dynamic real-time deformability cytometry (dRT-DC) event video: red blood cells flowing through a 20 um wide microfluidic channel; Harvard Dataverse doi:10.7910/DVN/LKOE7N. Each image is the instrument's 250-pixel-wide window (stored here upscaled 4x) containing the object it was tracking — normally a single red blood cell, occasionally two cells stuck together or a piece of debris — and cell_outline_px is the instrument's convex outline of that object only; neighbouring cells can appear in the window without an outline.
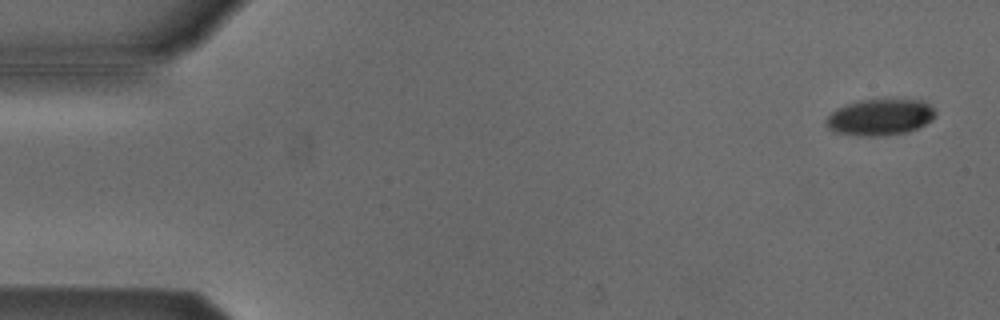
{"species": "Egyptian fruit bat (a non-hibernating species)", "species_latin": "Rousettus aegyptiacus", "temperature_condition": "cold", "stored_images_in_passage": 52, "camera_frame_rate_fps": 3000, "um_per_image_px": 0.085, "animal": {"sex": "male"}, "frame": {"image": 1, "passage_image": 1, "time_ms": 0.0, "image_size_px": [1000, 320], "cell_outline_px": [[936, 116], [932, 120], [908, 132], [876, 136], [864, 136], [832, 132], [828, 128], [824, 120], [836, 108], [860, 100], [920, 100], [928, 104], [936, 112]], "centroid_in_image_um": [74.77, 9.97], "position_along_channel_um": 10.2, "area_um2": 22.95}}
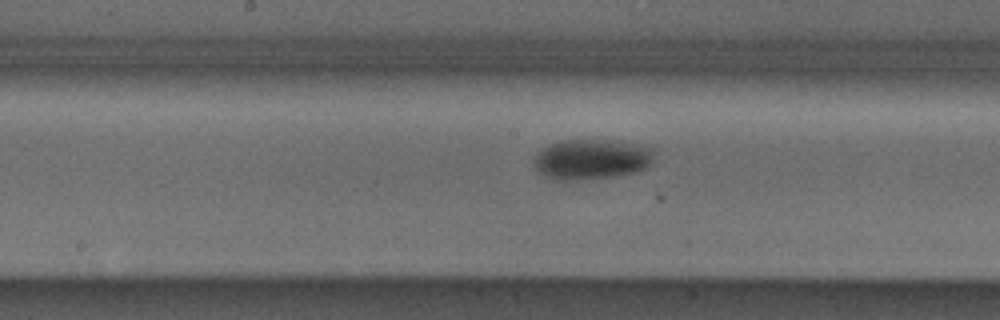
{"frame": {"image": 2, "passage_image": 26, "time_ms": 8.333, "image_size_px": [1000, 320], "cell_outline_px": [[652, 160], [644, 168], [636, 172], [612, 176], [564, 180], [556, 180], [544, 176], [536, 168], [532, 160], [548, 144], [564, 140], [616, 140], [652, 148]], "centroid_in_image_um": [50.24, 13.52], "position_along_channel_um": 198.0, "area_um2": 27.69}}
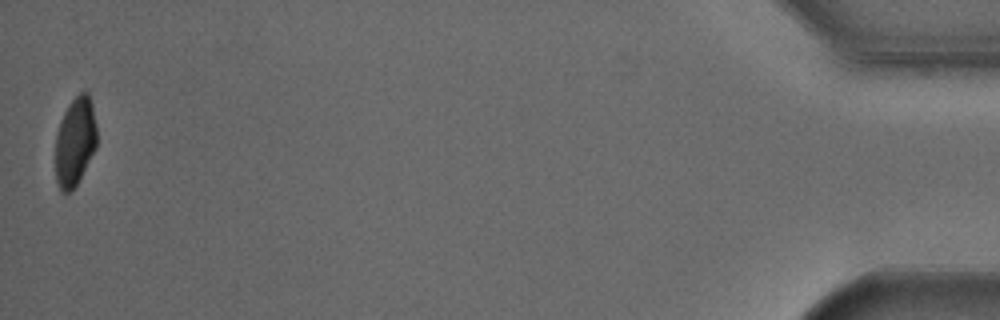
{"frame": {"image": 3, "passage_image": 52, "time_ms": 17.0, "image_size_px": [1000, 320], "cell_outline_px": [[96, 148], [76, 184], [68, 192], [60, 192], [56, 180], [56, 132], [60, 120], [68, 104], [80, 92], [88, 92], [92, 104], [96, 124]], "centroid_in_image_um": [6.37, 12.01], "position_along_channel_um": 428.8, "area_um2": 21.27}, "authors_computed_cell_mechanics": {"area_um2": 25.7499, "velocity_mm_per_s": 3.8115, "shape_relaxation_time_tau1_ms": 2.7883, "shape_relaxation_time_tau2_ms": null, "deformation_change_tau1": 0.1037, "deformation_change_tau2": null}}